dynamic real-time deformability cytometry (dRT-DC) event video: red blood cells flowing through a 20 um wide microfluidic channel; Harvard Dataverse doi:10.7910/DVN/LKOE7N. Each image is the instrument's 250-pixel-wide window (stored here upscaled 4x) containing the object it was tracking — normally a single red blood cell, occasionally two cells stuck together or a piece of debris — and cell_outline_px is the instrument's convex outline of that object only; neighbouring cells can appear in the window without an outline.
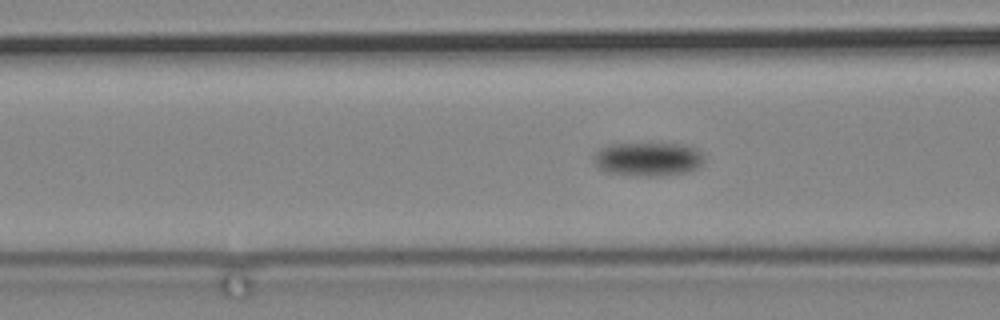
{"species": "common noctule bat (a hibernating species)", "species_latin": "Nyctalus noctula", "temperature_condition": "cold", "stored_images_in_passage": 100, "camera_frame_rate_fps": 3000, "um_per_image_px": 0.085, "animal": {"sex": "male", "body_mass_g": 19.2, "forearm_length_mm": 51.8}, "frame": {"image": 1, "passage_image": 52, "time_ms": 17.0, "image_size_px": [1000, 320], "cell_outline_px": [[704, 164], [696, 168], [684, 172], [656, 176], [636, 176], [604, 172], [592, 160], [592, 156], [600, 148], [612, 144], [684, 144], [696, 148], [704, 156]], "centroid_in_image_um": [55.07, 13.53], "position_along_channel_um": 111.5, "area_um2": 21.79}}
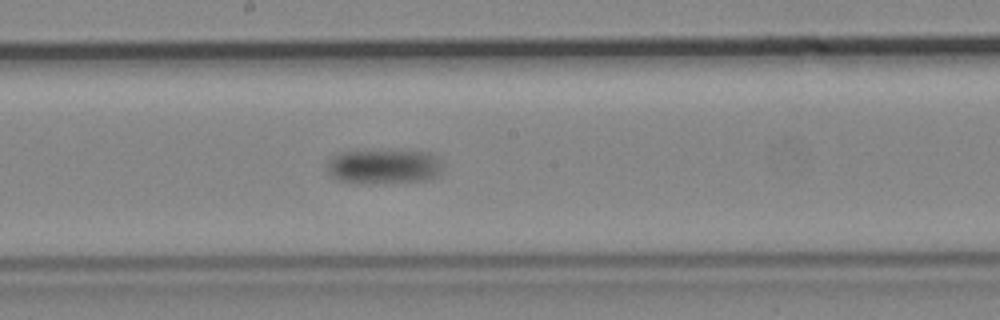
{"frame": {"image": 2, "passage_image": 64, "time_ms": 21.0, "image_size_px": [1000, 320], "cell_outline_px": [[440, 176], [424, 180], [372, 184], [356, 184], [336, 180], [328, 172], [328, 160], [332, 156], [340, 152], [368, 148], [432, 152], [436, 156], [440, 164]], "centroid_in_image_um": [32.57, 14.12], "position_along_channel_um": 215.6, "area_um2": 24.45}}
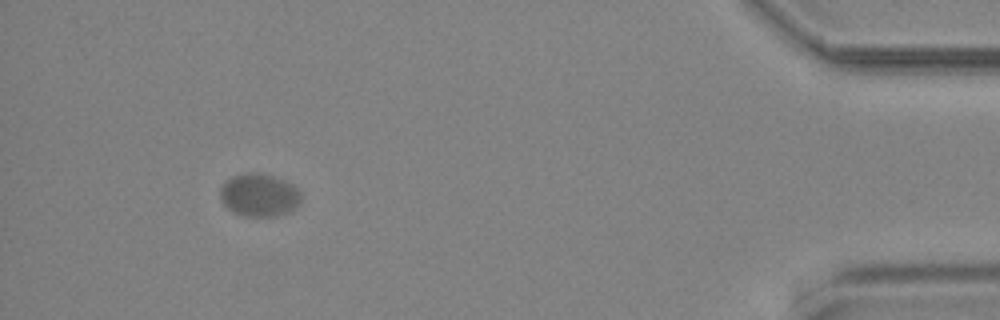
{"frame": {"image": 3, "passage_image": 94, "time_ms": 31.0, "image_size_px": [1000, 320], "cell_outline_px": [[300, 204], [296, 208], [288, 212], [276, 216], [240, 216], [232, 212], [220, 200], [220, 188], [224, 180], [232, 176], [244, 172], [256, 172], [276, 176], [292, 184], [300, 192]], "centroid_in_image_um": [22.0, 16.57], "position_along_channel_um": 413.2, "area_um2": 20.63}}